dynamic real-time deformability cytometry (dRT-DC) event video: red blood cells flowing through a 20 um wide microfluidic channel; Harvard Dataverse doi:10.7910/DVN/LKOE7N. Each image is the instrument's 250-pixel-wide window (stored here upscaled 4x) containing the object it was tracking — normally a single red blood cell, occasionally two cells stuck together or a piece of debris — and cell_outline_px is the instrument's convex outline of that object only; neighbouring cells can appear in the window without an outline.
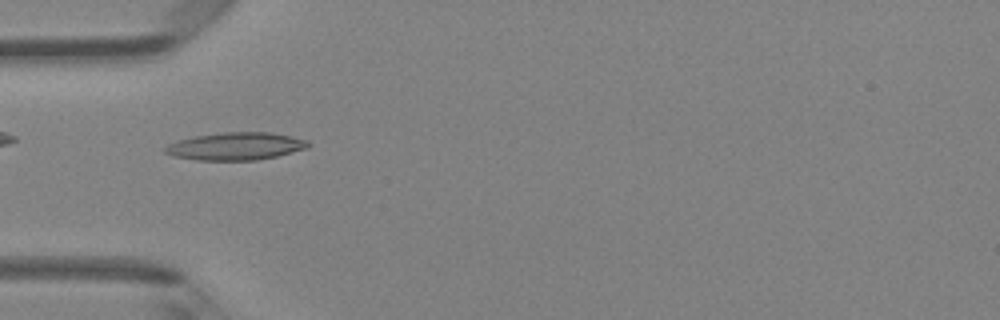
{"species": "Egyptian fruit bat (a non-hibernating species)", "species_latin": "Rousettus aegyptiacus", "temperature_condition": "room temperature", "stored_images_in_passage": 47, "camera_frame_rate_fps": 3000, "um_per_image_px": 0.085, "animal": {"sex": "female"}, "frame": {"image": 1, "passage_image": 15, "time_ms": 4.667, "image_size_px": [1000, 320], "cell_outline_px": [[312, 144], [308, 148], [276, 156], [256, 160], [196, 160], [172, 156], [164, 152], [164, 148], [168, 144], [192, 136], [224, 132], [268, 132], [292, 136], [308, 140]], "centroid_in_image_um": [20.05, 12.43], "position_along_channel_um": 65.0, "area_um2": 23.12}}
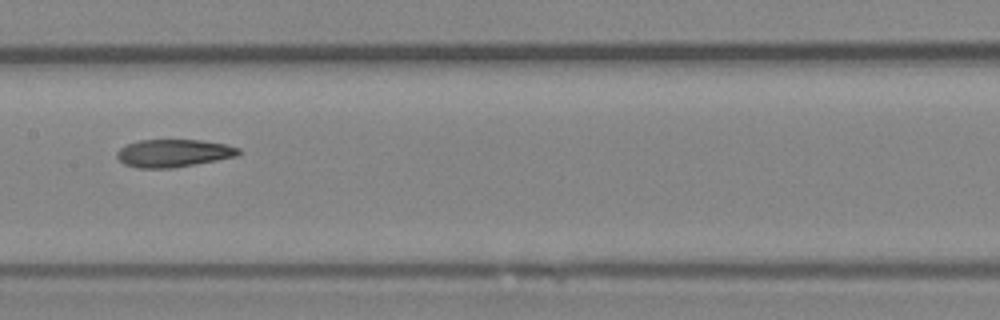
{"frame": {"image": 2, "passage_image": 24, "time_ms": 7.667, "image_size_px": [1000, 320], "cell_outline_px": [[240, 152], [236, 156], [216, 160], [172, 168], [136, 168], [124, 164], [116, 156], [116, 152], [120, 148], [128, 144], [140, 140], [200, 140], [228, 144], [240, 148]], "centroid_in_image_um": [14.74, 13.01], "position_along_channel_um": 192.7, "area_um2": 19.59}}
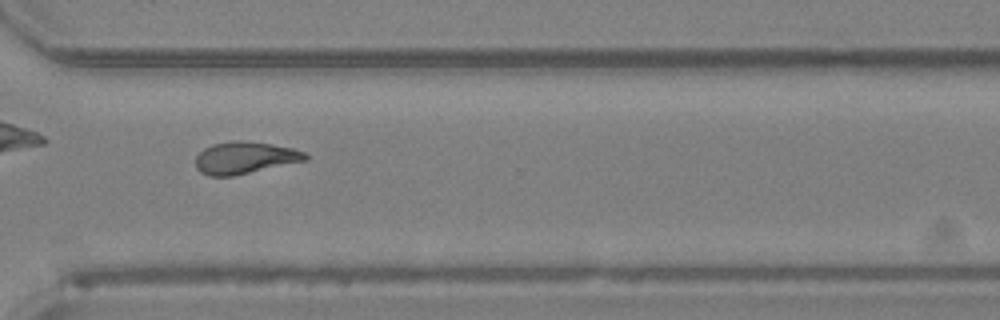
{"frame": {"image": 3, "passage_image": 35, "time_ms": 11.333, "image_size_px": [1000, 320], "cell_outline_px": [[308, 160], [232, 176], [208, 176], [200, 172], [196, 168], [196, 156], [204, 148], [212, 144], [232, 140], [240, 140], [272, 144], [292, 148], [304, 152], [308, 156]], "centroid_in_image_um": [20.79, 13.41], "position_along_channel_um": 349.8, "area_um2": 20.52}, "authors_computed_cell_mechanics": {"area_um2": 20.7502, "velocity_mm_per_s": 4.2874, "shape_relaxation_time_tau1_ms": null, "shape_relaxation_time_tau2_ms": 5.2028, "deformation_change_tau1": null, "deformation_change_tau2": 0.1592}}